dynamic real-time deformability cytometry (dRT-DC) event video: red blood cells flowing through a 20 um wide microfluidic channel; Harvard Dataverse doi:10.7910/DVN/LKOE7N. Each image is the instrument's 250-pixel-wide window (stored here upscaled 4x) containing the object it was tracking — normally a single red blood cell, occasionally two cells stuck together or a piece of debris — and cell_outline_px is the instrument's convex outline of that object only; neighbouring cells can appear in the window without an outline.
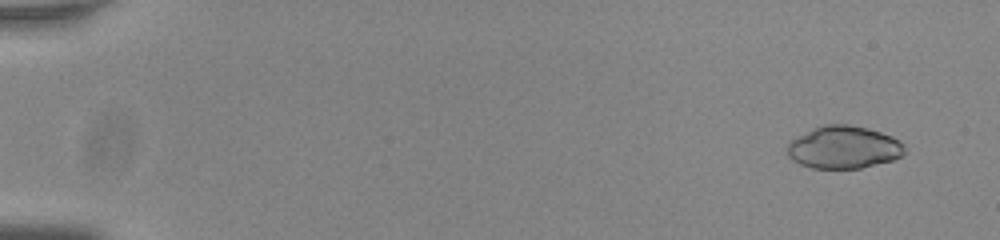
{"species": "common noctule bat (a hibernating species)", "species_latin": "Nyctalus noctula", "temperature_condition": "room temperature", "stored_images_in_passage": 55, "camera_frame_rate_fps": 3000, "um_per_image_px": 0.085, "animal": {"sex": "male", "body_mass_g": 20.0, "forearm_length_mm": 53.3}, "frame": {"image": 1, "passage_image": 4, "time_ms": 1.0, "image_size_px": [1000, 240], "cell_outline_px": [[908, 152], [892, 160], [860, 168], [812, 168], [800, 164], [792, 160], [788, 156], [788, 144], [792, 140], [824, 124], [848, 124], [868, 128], [892, 136], [900, 140], [904, 144]], "centroid_in_image_um": [71.77, 12.52], "position_along_channel_um": 13.2, "area_um2": 28.96}}